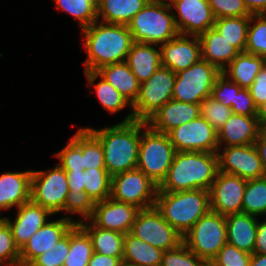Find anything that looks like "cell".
<instances>
[{"label":"cell","instance_id":"cell-56","mask_svg":"<svg viewBox=\"0 0 266 266\" xmlns=\"http://www.w3.org/2000/svg\"><path fill=\"white\" fill-rule=\"evenodd\" d=\"M256 117L260 127L266 129V101L257 107Z\"/></svg>","mask_w":266,"mask_h":266},{"label":"cell","instance_id":"cell-18","mask_svg":"<svg viewBox=\"0 0 266 266\" xmlns=\"http://www.w3.org/2000/svg\"><path fill=\"white\" fill-rule=\"evenodd\" d=\"M140 209L128 203L118 202L111 197L95 202L90 221L97 227L129 233Z\"/></svg>","mask_w":266,"mask_h":266},{"label":"cell","instance_id":"cell-7","mask_svg":"<svg viewBox=\"0 0 266 266\" xmlns=\"http://www.w3.org/2000/svg\"><path fill=\"white\" fill-rule=\"evenodd\" d=\"M225 216L209 210L183 236V243L209 263L227 243Z\"/></svg>","mask_w":266,"mask_h":266},{"label":"cell","instance_id":"cell-33","mask_svg":"<svg viewBox=\"0 0 266 266\" xmlns=\"http://www.w3.org/2000/svg\"><path fill=\"white\" fill-rule=\"evenodd\" d=\"M250 16L222 17L215 20L214 28L239 52H245Z\"/></svg>","mask_w":266,"mask_h":266},{"label":"cell","instance_id":"cell-30","mask_svg":"<svg viewBox=\"0 0 266 266\" xmlns=\"http://www.w3.org/2000/svg\"><path fill=\"white\" fill-rule=\"evenodd\" d=\"M149 0H99L97 20L109 24L128 25Z\"/></svg>","mask_w":266,"mask_h":266},{"label":"cell","instance_id":"cell-4","mask_svg":"<svg viewBox=\"0 0 266 266\" xmlns=\"http://www.w3.org/2000/svg\"><path fill=\"white\" fill-rule=\"evenodd\" d=\"M154 206L184 236L210 210L209 191L157 192Z\"/></svg>","mask_w":266,"mask_h":266},{"label":"cell","instance_id":"cell-45","mask_svg":"<svg viewBox=\"0 0 266 266\" xmlns=\"http://www.w3.org/2000/svg\"><path fill=\"white\" fill-rule=\"evenodd\" d=\"M70 251V230L50 250L37 256L31 266H64Z\"/></svg>","mask_w":266,"mask_h":266},{"label":"cell","instance_id":"cell-57","mask_svg":"<svg viewBox=\"0 0 266 266\" xmlns=\"http://www.w3.org/2000/svg\"><path fill=\"white\" fill-rule=\"evenodd\" d=\"M249 266H266V254L253 253Z\"/></svg>","mask_w":266,"mask_h":266},{"label":"cell","instance_id":"cell-50","mask_svg":"<svg viewBox=\"0 0 266 266\" xmlns=\"http://www.w3.org/2000/svg\"><path fill=\"white\" fill-rule=\"evenodd\" d=\"M248 90L256 107L266 101V65L258 73Z\"/></svg>","mask_w":266,"mask_h":266},{"label":"cell","instance_id":"cell-12","mask_svg":"<svg viewBox=\"0 0 266 266\" xmlns=\"http://www.w3.org/2000/svg\"><path fill=\"white\" fill-rule=\"evenodd\" d=\"M158 186L138 168L111 177V198L139 209L154 207Z\"/></svg>","mask_w":266,"mask_h":266},{"label":"cell","instance_id":"cell-39","mask_svg":"<svg viewBox=\"0 0 266 266\" xmlns=\"http://www.w3.org/2000/svg\"><path fill=\"white\" fill-rule=\"evenodd\" d=\"M82 156L83 170L106 169L103 147L86 127H82Z\"/></svg>","mask_w":266,"mask_h":266},{"label":"cell","instance_id":"cell-21","mask_svg":"<svg viewBox=\"0 0 266 266\" xmlns=\"http://www.w3.org/2000/svg\"><path fill=\"white\" fill-rule=\"evenodd\" d=\"M199 116L200 104L171 99L154 113L146 123L154 131L167 134L173 128L188 123Z\"/></svg>","mask_w":266,"mask_h":266},{"label":"cell","instance_id":"cell-3","mask_svg":"<svg viewBox=\"0 0 266 266\" xmlns=\"http://www.w3.org/2000/svg\"><path fill=\"white\" fill-rule=\"evenodd\" d=\"M218 172L217 153L176 152L157 192L210 190Z\"/></svg>","mask_w":266,"mask_h":266},{"label":"cell","instance_id":"cell-59","mask_svg":"<svg viewBox=\"0 0 266 266\" xmlns=\"http://www.w3.org/2000/svg\"><path fill=\"white\" fill-rule=\"evenodd\" d=\"M14 266H31L30 264H21V263H18V264H15Z\"/></svg>","mask_w":266,"mask_h":266},{"label":"cell","instance_id":"cell-38","mask_svg":"<svg viewBox=\"0 0 266 266\" xmlns=\"http://www.w3.org/2000/svg\"><path fill=\"white\" fill-rule=\"evenodd\" d=\"M54 155L60 160L58 165L64 171L83 170L82 128L77 129L67 145Z\"/></svg>","mask_w":266,"mask_h":266},{"label":"cell","instance_id":"cell-14","mask_svg":"<svg viewBox=\"0 0 266 266\" xmlns=\"http://www.w3.org/2000/svg\"><path fill=\"white\" fill-rule=\"evenodd\" d=\"M218 171L251 180L266 176L254 144L220 147L217 150Z\"/></svg>","mask_w":266,"mask_h":266},{"label":"cell","instance_id":"cell-13","mask_svg":"<svg viewBox=\"0 0 266 266\" xmlns=\"http://www.w3.org/2000/svg\"><path fill=\"white\" fill-rule=\"evenodd\" d=\"M176 152L217 153L218 131L201 115L167 133Z\"/></svg>","mask_w":266,"mask_h":266},{"label":"cell","instance_id":"cell-41","mask_svg":"<svg viewBox=\"0 0 266 266\" xmlns=\"http://www.w3.org/2000/svg\"><path fill=\"white\" fill-rule=\"evenodd\" d=\"M95 207V202L90 198V196L85 192H72L69 190L67 193V198L64 204V212L68 215L67 219L71 220L75 224L81 223L83 221L89 220L93 214ZM78 214L81 218L79 221L74 220L71 215Z\"/></svg>","mask_w":266,"mask_h":266},{"label":"cell","instance_id":"cell-23","mask_svg":"<svg viewBox=\"0 0 266 266\" xmlns=\"http://www.w3.org/2000/svg\"><path fill=\"white\" fill-rule=\"evenodd\" d=\"M32 170L0 174V213L30 200Z\"/></svg>","mask_w":266,"mask_h":266},{"label":"cell","instance_id":"cell-58","mask_svg":"<svg viewBox=\"0 0 266 266\" xmlns=\"http://www.w3.org/2000/svg\"><path fill=\"white\" fill-rule=\"evenodd\" d=\"M157 3H160L164 6H169L171 7L172 5H174L176 2H178L179 0H154Z\"/></svg>","mask_w":266,"mask_h":266},{"label":"cell","instance_id":"cell-31","mask_svg":"<svg viewBox=\"0 0 266 266\" xmlns=\"http://www.w3.org/2000/svg\"><path fill=\"white\" fill-rule=\"evenodd\" d=\"M78 224L88 233L92 242L93 252L106 256L118 257L121 261L123 260L125 234L114 230L99 228L90 220Z\"/></svg>","mask_w":266,"mask_h":266},{"label":"cell","instance_id":"cell-20","mask_svg":"<svg viewBox=\"0 0 266 266\" xmlns=\"http://www.w3.org/2000/svg\"><path fill=\"white\" fill-rule=\"evenodd\" d=\"M75 223L66 217L47 221L20 250V263L30 264L37 256L50 250Z\"/></svg>","mask_w":266,"mask_h":266},{"label":"cell","instance_id":"cell-6","mask_svg":"<svg viewBox=\"0 0 266 266\" xmlns=\"http://www.w3.org/2000/svg\"><path fill=\"white\" fill-rule=\"evenodd\" d=\"M175 153L169 136L147 125L141 131L137 168L159 186L171 167Z\"/></svg>","mask_w":266,"mask_h":266},{"label":"cell","instance_id":"cell-37","mask_svg":"<svg viewBox=\"0 0 266 266\" xmlns=\"http://www.w3.org/2000/svg\"><path fill=\"white\" fill-rule=\"evenodd\" d=\"M84 191L94 202L103 201L111 196V176L106 169L84 170Z\"/></svg>","mask_w":266,"mask_h":266},{"label":"cell","instance_id":"cell-40","mask_svg":"<svg viewBox=\"0 0 266 266\" xmlns=\"http://www.w3.org/2000/svg\"><path fill=\"white\" fill-rule=\"evenodd\" d=\"M245 52L266 58V14L250 16Z\"/></svg>","mask_w":266,"mask_h":266},{"label":"cell","instance_id":"cell-54","mask_svg":"<svg viewBox=\"0 0 266 266\" xmlns=\"http://www.w3.org/2000/svg\"><path fill=\"white\" fill-rule=\"evenodd\" d=\"M266 175V129H261L257 140L254 142Z\"/></svg>","mask_w":266,"mask_h":266},{"label":"cell","instance_id":"cell-34","mask_svg":"<svg viewBox=\"0 0 266 266\" xmlns=\"http://www.w3.org/2000/svg\"><path fill=\"white\" fill-rule=\"evenodd\" d=\"M93 254V247L88 233L79 225L70 229V251L64 266H88Z\"/></svg>","mask_w":266,"mask_h":266},{"label":"cell","instance_id":"cell-2","mask_svg":"<svg viewBox=\"0 0 266 266\" xmlns=\"http://www.w3.org/2000/svg\"><path fill=\"white\" fill-rule=\"evenodd\" d=\"M146 126L144 121L133 120L103 129L86 127L100 141L105 167L111 177L137 168L141 131Z\"/></svg>","mask_w":266,"mask_h":266},{"label":"cell","instance_id":"cell-52","mask_svg":"<svg viewBox=\"0 0 266 266\" xmlns=\"http://www.w3.org/2000/svg\"><path fill=\"white\" fill-rule=\"evenodd\" d=\"M254 253L266 254V217L261 222L258 219Z\"/></svg>","mask_w":266,"mask_h":266},{"label":"cell","instance_id":"cell-27","mask_svg":"<svg viewBox=\"0 0 266 266\" xmlns=\"http://www.w3.org/2000/svg\"><path fill=\"white\" fill-rule=\"evenodd\" d=\"M84 75L87 79L89 87L94 89L98 101L104 110L111 114H115L130 106V111L127 113V116L124 117L122 122L134 120L132 104L110 83H108L106 79H104L97 71H86L84 72ZM98 78H100V81L97 83L96 81Z\"/></svg>","mask_w":266,"mask_h":266},{"label":"cell","instance_id":"cell-10","mask_svg":"<svg viewBox=\"0 0 266 266\" xmlns=\"http://www.w3.org/2000/svg\"><path fill=\"white\" fill-rule=\"evenodd\" d=\"M68 192L66 172L58 164L48 171L32 170L30 199L53 215L64 212Z\"/></svg>","mask_w":266,"mask_h":266},{"label":"cell","instance_id":"cell-17","mask_svg":"<svg viewBox=\"0 0 266 266\" xmlns=\"http://www.w3.org/2000/svg\"><path fill=\"white\" fill-rule=\"evenodd\" d=\"M158 48H160L161 66L175 73L188 69L202 59L198 36L178 34Z\"/></svg>","mask_w":266,"mask_h":266},{"label":"cell","instance_id":"cell-19","mask_svg":"<svg viewBox=\"0 0 266 266\" xmlns=\"http://www.w3.org/2000/svg\"><path fill=\"white\" fill-rule=\"evenodd\" d=\"M53 214L46 208L33 202L31 199L17 207V213L12 222L10 217L3 219L11 228L16 246L21 250L29 238L37 232Z\"/></svg>","mask_w":266,"mask_h":266},{"label":"cell","instance_id":"cell-15","mask_svg":"<svg viewBox=\"0 0 266 266\" xmlns=\"http://www.w3.org/2000/svg\"><path fill=\"white\" fill-rule=\"evenodd\" d=\"M246 182L237 175L218 171L209 190L210 210L223 216L242 213Z\"/></svg>","mask_w":266,"mask_h":266},{"label":"cell","instance_id":"cell-35","mask_svg":"<svg viewBox=\"0 0 266 266\" xmlns=\"http://www.w3.org/2000/svg\"><path fill=\"white\" fill-rule=\"evenodd\" d=\"M242 213L263 218L266 216V176L247 180Z\"/></svg>","mask_w":266,"mask_h":266},{"label":"cell","instance_id":"cell-43","mask_svg":"<svg viewBox=\"0 0 266 266\" xmlns=\"http://www.w3.org/2000/svg\"><path fill=\"white\" fill-rule=\"evenodd\" d=\"M208 261L199 258L184 243L163 253L160 266H207Z\"/></svg>","mask_w":266,"mask_h":266},{"label":"cell","instance_id":"cell-44","mask_svg":"<svg viewBox=\"0 0 266 266\" xmlns=\"http://www.w3.org/2000/svg\"><path fill=\"white\" fill-rule=\"evenodd\" d=\"M20 263V250L14 242L8 223L0 221V266H14Z\"/></svg>","mask_w":266,"mask_h":266},{"label":"cell","instance_id":"cell-28","mask_svg":"<svg viewBox=\"0 0 266 266\" xmlns=\"http://www.w3.org/2000/svg\"><path fill=\"white\" fill-rule=\"evenodd\" d=\"M265 65V57L240 52L221 73L241 88L248 89Z\"/></svg>","mask_w":266,"mask_h":266},{"label":"cell","instance_id":"cell-26","mask_svg":"<svg viewBox=\"0 0 266 266\" xmlns=\"http://www.w3.org/2000/svg\"><path fill=\"white\" fill-rule=\"evenodd\" d=\"M157 44L133 42L126 63L140 83L148 80L161 66L160 48Z\"/></svg>","mask_w":266,"mask_h":266},{"label":"cell","instance_id":"cell-46","mask_svg":"<svg viewBox=\"0 0 266 266\" xmlns=\"http://www.w3.org/2000/svg\"><path fill=\"white\" fill-rule=\"evenodd\" d=\"M252 254L226 243L212 259V266H249Z\"/></svg>","mask_w":266,"mask_h":266},{"label":"cell","instance_id":"cell-9","mask_svg":"<svg viewBox=\"0 0 266 266\" xmlns=\"http://www.w3.org/2000/svg\"><path fill=\"white\" fill-rule=\"evenodd\" d=\"M221 71L206 60L200 59L186 70L176 73L172 99L200 104L211 96L213 85Z\"/></svg>","mask_w":266,"mask_h":266},{"label":"cell","instance_id":"cell-22","mask_svg":"<svg viewBox=\"0 0 266 266\" xmlns=\"http://www.w3.org/2000/svg\"><path fill=\"white\" fill-rule=\"evenodd\" d=\"M261 129L256 116L233 113L218 130V148L254 144Z\"/></svg>","mask_w":266,"mask_h":266},{"label":"cell","instance_id":"cell-47","mask_svg":"<svg viewBox=\"0 0 266 266\" xmlns=\"http://www.w3.org/2000/svg\"><path fill=\"white\" fill-rule=\"evenodd\" d=\"M241 89L237 83L229 80L221 73L213 85L211 97L224 106L231 108L233 103H235V94H238Z\"/></svg>","mask_w":266,"mask_h":266},{"label":"cell","instance_id":"cell-16","mask_svg":"<svg viewBox=\"0 0 266 266\" xmlns=\"http://www.w3.org/2000/svg\"><path fill=\"white\" fill-rule=\"evenodd\" d=\"M171 9L179 34L200 36L214 27L216 18L208 0H179Z\"/></svg>","mask_w":266,"mask_h":266},{"label":"cell","instance_id":"cell-36","mask_svg":"<svg viewBox=\"0 0 266 266\" xmlns=\"http://www.w3.org/2000/svg\"><path fill=\"white\" fill-rule=\"evenodd\" d=\"M99 0H54L56 9L65 11L77 20L80 29L97 21V4Z\"/></svg>","mask_w":266,"mask_h":266},{"label":"cell","instance_id":"cell-8","mask_svg":"<svg viewBox=\"0 0 266 266\" xmlns=\"http://www.w3.org/2000/svg\"><path fill=\"white\" fill-rule=\"evenodd\" d=\"M176 73L160 66L146 81L140 83L139 93L132 104L134 120L146 122L172 99Z\"/></svg>","mask_w":266,"mask_h":266},{"label":"cell","instance_id":"cell-60","mask_svg":"<svg viewBox=\"0 0 266 266\" xmlns=\"http://www.w3.org/2000/svg\"><path fill=\"white\" fill-rule=\"evenodd\" d=\"M119 266H133V265L122 262Z\"/></svg>","mask_w":266,"mask_h":266},{"label":"cell","instance_id":"cell-25","mask_svg":"<svg viewBox=\"0 0 266 266\" xmlns=\"http://www.w3.org/2000/svg\"><path fill=\"white\" fill-rule=\"evenodd\" d=\"M258 217L246 213L225 216L227 243L248 253H254Z\"/></svg>","mask_w":266,"mask_h":266},{"label":"cell","instance_id":"cell-1","mask_svg":"<svg viewBox=\"0 0 266 266\" xmlns=\"http://www.w3.org/2000/svg\"><path fill=\"white\" fill-rule=\"evenodd\" d=\"M82 33L87 54V59L83 62L84 72L97 71L108 64L125 62L133 44L127 25L97 20L82 29Z\"/></svg>","mask_w":266,"mask_h":266},{"label":"cell","instance_id":"cell-32","mask_svg":"<svg viewBox=\"0 0 266 266\" xmlns=\"http://www.w3.org/2000/svg\"><path fill=\"white\" fill-rule=\"evenodd\" d=\"M164 251L130 233L124 236L122 262L133 266H160Z\"/></svg>","mask_w":266,"mask_h":266},{"label":"cell","instance_id":"cell-11","mask_svg":"<svg viewBox=\"0 0 266 266\" xmlns=\"http://www.w3.org/2000/svg\"><path fill=\"white\" fill-rule=\"evenodd\" d=\"M129 233L162 251L172 250L183 243V236L162 217L155 206L138 211Z\"/></svg>","mask_w":266,"mask_h":266},{"label":"cell","instance_id":"cell-51","mask_svg":"<svg viewBox=\"0 0 266 266\" xmlns=\"http://www.w3.org/2000/svg\"><path fill=\"white\" fill-rule=\"evenodd\" d=\"M67 175L68 188L72 192L84 191V170L65 171Z\"/></svg>","mask_w":266,"mask_h":266},{"label":"cell","instance_id":"cell-5","mask_svg":"<svg viewBox=\"0 0 266 266\" xmlns=\"http://www.w3.org/2000/svg\"><path fill=\"white\" fill-rule=\"evenodd\" d=\"M127 27L133 42L140 43L161 45L179 34L171 7L154 0H149Z\"/></svg>","mask_w":266,"mask_h":266},{"label":"cell","instance_id":"cell-24","mask_svg":"<svg viewBox=\"0 0 266 266\" xmlns=\"http://www.w3.org/2000/svg\"><path fill=\"white\" fill-rule=\"evenodd\" d=\"M201 45V57L220 71L226 68L240 53L229 41L213 27L198 36Z\"/></svg>","mask_w":266,"mask_h":266},{"label":"cell","instance_id":"cell-48","mask_svg":"<svg viewBox=\"0 0 266 266\" xmlns=\"http://www.w3.org/2000/svg\"><path fill=\"white\" fill-rule=\"evenodd\" d=\"M208 3L216 19L251 16L243 0H208Z\"/></svg>","mask_w":266,"mask_h":266},{"label":"cell","instance_id":"cell-53","mask_svg":"<svg viewBox=\"0 0 266 266\" xmlns=\"http://www.w3.org/2000/svg\"><path fill=\"white\" fill-rule=\"evenodd\" d=\"M121 263L122 261L118 257L93 252L88 266H119Z\"/></svg>","mask_w":266,"mask_h":266},{"label":"cell","instance_id":"cell-29","mask_svg":"<svg viewBox=\"0 0 266 266\" xmlns=\"http://www.w3.org/2000/svg\"><path fill=\"white\" fill-rule=\"evenodd\" d=\"M97 72L131 104L135 102L139 93L140 82L126 62L105 65Z\"/></svg>","mask_w":266,"mask_h":266},{"label":"cell","instance_id":"cell-49","mask_svg":"<svg viewBox=\"0 0 266 266\" xmlns=\"http://www.w3.org/2000/svg\"><path fill=\"white\" fill-rule=\"evenodd\" d=\"M231 109L234 114L245 116H256L257 113V107L253 102L249 90L244 88L238 94H235V103H233Z\"/></svg>","mask_w":266,"mask_h":266},{"label":"cell","instance_id":"cell-55","mask_svg":"<svg viewBox=\"0 0 266 266\" xmlns=\"http://www.w3.org/2000/svg\"><path fill=\"white\" fill-rule=\"evenodd\" d=\"M251 15L266 14V0H243Z\"/></svg>","mask_w":266,"mask_h":266},{"label":"cell","instance_id":"cell-42","mask_svg":"<svg viewBox=\"0 0 266 266\" xmlns=\"http://www.w3.org/2000/svg\"><path fill=\"white\" fill-rule=\"evenodd\" d=\"M233 114L230 107L224 106L209 96L200 102V115L218 131Z\"/></svg>","mask_w":266,"mask_h":266}]
</instances>
